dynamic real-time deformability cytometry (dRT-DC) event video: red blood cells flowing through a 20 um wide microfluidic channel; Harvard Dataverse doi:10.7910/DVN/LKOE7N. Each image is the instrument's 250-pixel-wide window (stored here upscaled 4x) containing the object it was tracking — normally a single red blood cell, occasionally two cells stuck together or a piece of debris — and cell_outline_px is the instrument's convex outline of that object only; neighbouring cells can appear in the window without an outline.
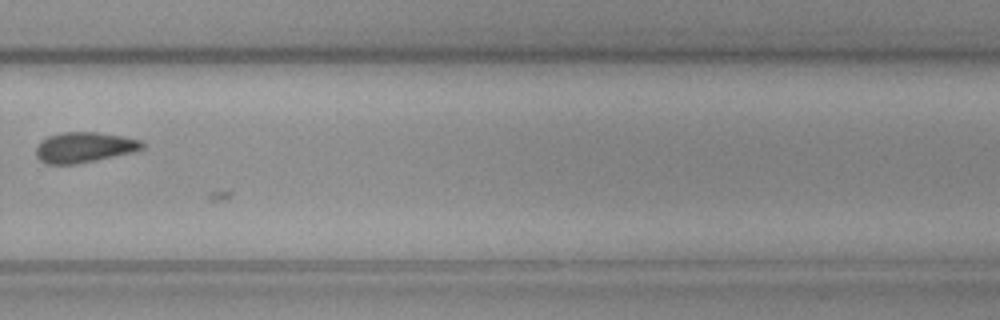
{"species": "common noctule bat (a hibernating species)", "species_latin": "Nyctalus noctula", "temperature_condition": "cold", "stored_images_in_passage": 35, "camera_frame_rate_fps": 3000, "um_per_image_px": 0.085, "animal": {"sex": "female", "body_mass_g": 19.3, "forearm_length_mm": 54.1}, "frame": {"image": 1, "passage_image": 29, "time_ms": 9.333, "image_size_px": [1000, 320], "cell_outline_px": [[144, 148], [136, 152], [76, 164], [44, 164], [36, 156], [36, 148], [48, 136], [64, 132], [96, 132], [120, 136], [140, 140], [144, 144]], "centroid_in_image_um": [7.18, 12.54], "position_along_channel_um": 322.6, "area_um2": 18.73}}